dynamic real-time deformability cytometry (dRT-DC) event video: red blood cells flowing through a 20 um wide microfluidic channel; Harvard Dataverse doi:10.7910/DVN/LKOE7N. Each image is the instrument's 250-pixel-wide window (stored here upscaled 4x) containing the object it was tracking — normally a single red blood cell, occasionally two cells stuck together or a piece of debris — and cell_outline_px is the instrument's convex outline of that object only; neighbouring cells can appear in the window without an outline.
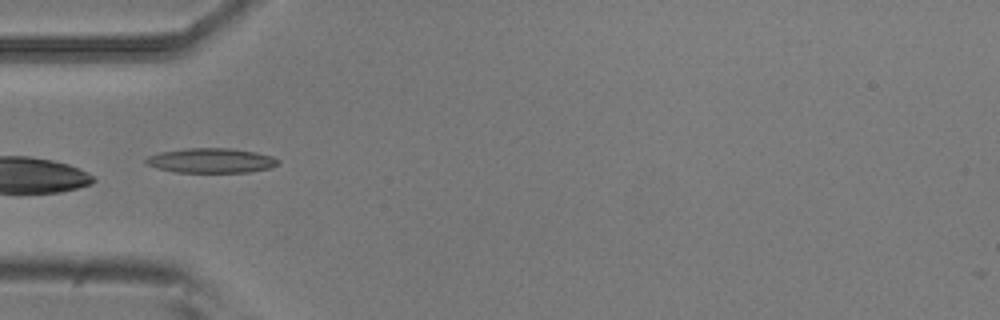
{"species": "common noctule bat (a hibernating species)", "species_latin": "Nyctalus noctula", "temperature_condition": "room temperature", "stored_images_in_passage": 6, "camera_frame_rate_fps": 3000, "um_per_image_px": 0.085, "animal": {"sex": "male", "body_mass_g": 20.5, "forearm_length_mm": 52.5}, "frame": {"image": 1, "passage_image": 6, "time_ms": 1.667, "image_size_px": [1000, 320], "cell_outline_px": [[280, 164], [268, 168], [248, 172], [176, 172], [156, 168], [144, 164], [144, 160], [148, 156], [160, 152], [184, 148], [232, 148], [256, 152], [272, 156], [280, 160]], "centroid_in_image_um": [17.93, 13.64], "position_along_channel_um": 67.1, "area_um2": 19.19}}